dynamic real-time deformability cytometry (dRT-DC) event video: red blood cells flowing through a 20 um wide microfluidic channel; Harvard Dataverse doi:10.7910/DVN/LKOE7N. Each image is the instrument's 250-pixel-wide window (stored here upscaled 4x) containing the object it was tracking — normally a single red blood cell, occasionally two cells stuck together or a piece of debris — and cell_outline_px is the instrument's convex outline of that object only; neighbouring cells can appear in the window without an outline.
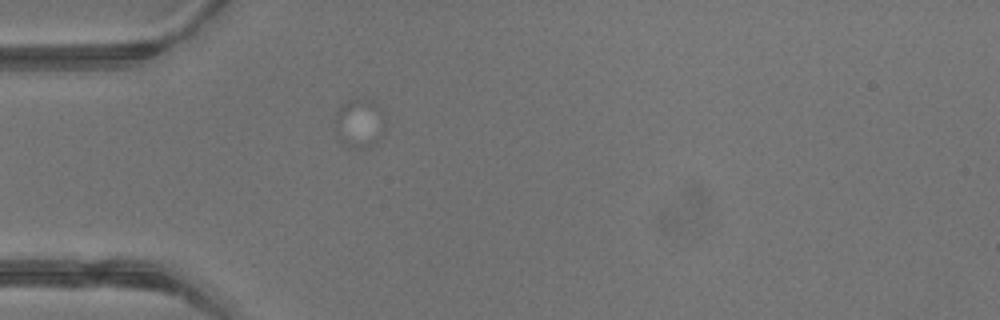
{"species": "common noctule bat (a hibernating species)", "species_latin": "Nyctalus noctula", "temperature_condition": "warm", "stored_images_in_passage": 1, "camera_frame_rate_fps": 3000, "um_per_image_px": 0.085, "animal": {"sex": "male", "body_mass_g": 13.3}, "frame": {"image": 1, "passage_image": 1, "time_ms": 0.0, "image_size_px": [1000, 320], "cell_outline_px": [[380, 136], [376, 144], [364, 148], [352, 148], [340, 140], [336, 128], [336, 112], [340, 104], [344, 100], [352, 96], [368, 96], [376, 104], [380, 132]], "centroid_in_image_um": [30.43, 10.39], "position_along_channel_um": 54.6, "area_um2": 13.87}}